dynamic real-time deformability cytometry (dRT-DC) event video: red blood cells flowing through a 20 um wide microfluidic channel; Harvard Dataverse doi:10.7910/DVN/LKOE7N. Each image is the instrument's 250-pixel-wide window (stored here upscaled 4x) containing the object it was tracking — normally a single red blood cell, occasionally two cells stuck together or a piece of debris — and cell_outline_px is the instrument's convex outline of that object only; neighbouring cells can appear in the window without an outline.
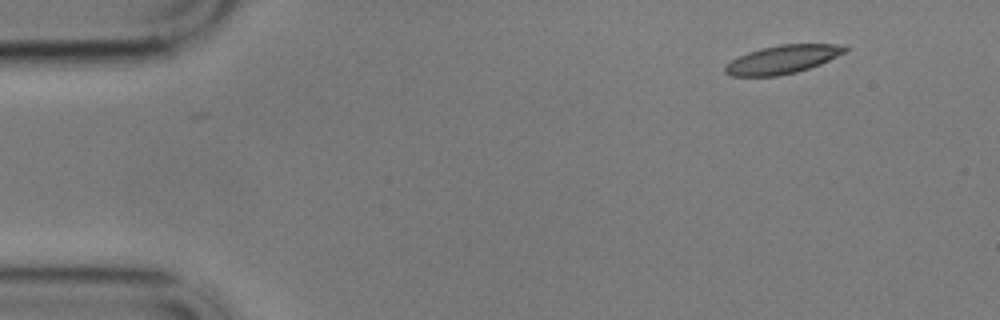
{"species": "common noctule bat (a hibernating species)", "species_latin": "Nyctalus noctula", "temperature_condition": "cold", "stored_images_in_passage": 54, "camera_frame_rate_fps": 3000, "um_per_image_px": 0.085, "animal": {"sex": "male", "body_mass_g": 17.9}, "frame": {"image": 1, "passage_image": 1, "time_ms": 0.0, "image_size_px": [1000, 320], "cell_outline_px": [[848, 48], [844, 52], [820, 64], [796, 72], [776, 76], [732, 76], [724, 72], [724, 68], [732, 60], [748, 52], [760, 48], [780, 44], [844, 44]], "centroid_in_image_um": [66.51, 5.04], "position_along_channel_um": 18.5, "area_um2": 19.59}}
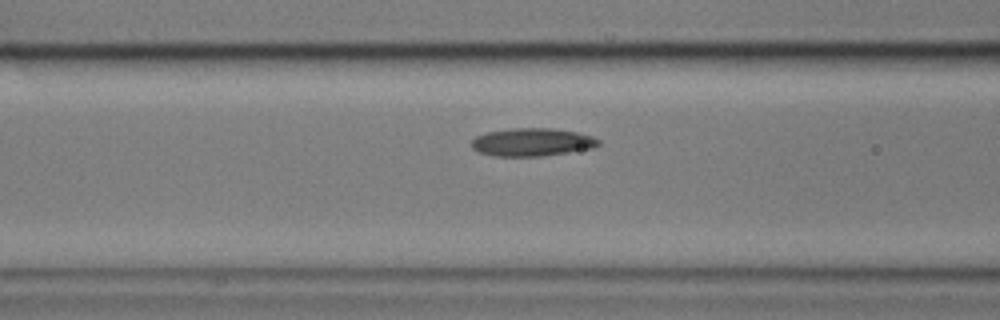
{"frame": {"image": 2, "passage_image": 18, "time_ms": 5.667, "image_size_px": [1000, 320], "cell_outline_px": [[600, 144], [596, 148], [544, 156], [492, 156], [480, 152], [472, 148], [472, 140], [476, 136], [488, 132], [512, 128], [552, 128], [576, 132], [592, 136], [600, 140]], "centroid_in_image_um": [45.27, 12.09], "position_along_channel_um": 121.3, "area_um2": 20.81}}
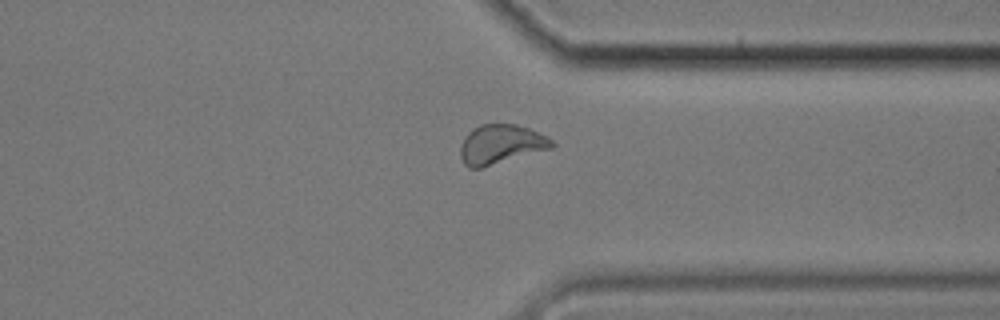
{"frame": {"image": 3, "passage_image": 40, "time_ms": 13.0, "image_size_px": [1000, 320], "cell_outline_px": [[556, 144], [552, 148], [480, 168], [468, 168], [464, 164], [460, 156], [460, 144], [464, 136], [472, 128], [480, 124], [516, 124], [528, 128], [548, 136]], "centroid_in_image_um": [42.55, 12.26], "position_along_channel_um": 368.9, "area_um2": 21.1}, "authors_computed_cell_mechanics": {"area_um2": 20.6057, "velocity_mm_per_s": 3.3938, "shape_relaxation_time_tau1_ms": 5.2704, "shape_relaxation_time_tau2_ms": 3.8777, "deformation_change_tau1": 0.1314, "deformation_change_tau2": 0.1072}}